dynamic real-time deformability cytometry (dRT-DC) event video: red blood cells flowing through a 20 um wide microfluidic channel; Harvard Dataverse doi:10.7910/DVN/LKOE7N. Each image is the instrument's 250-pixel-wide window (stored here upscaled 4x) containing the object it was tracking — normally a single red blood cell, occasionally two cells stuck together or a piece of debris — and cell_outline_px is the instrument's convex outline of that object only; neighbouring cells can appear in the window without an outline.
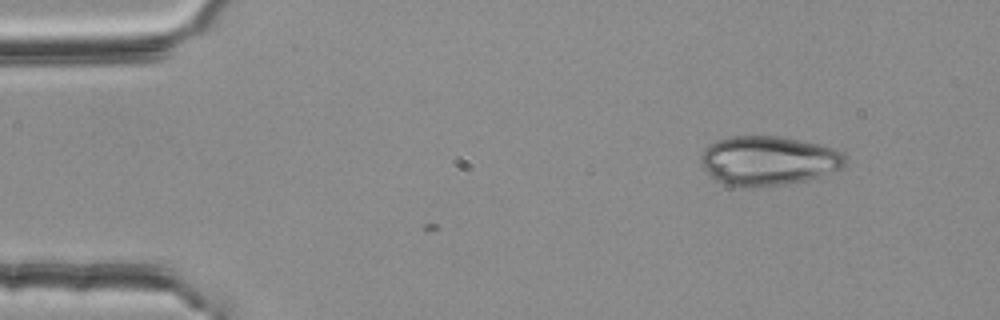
{"species": "common noctule bat (a hibernating species)", "species_latin": "Nyctalus noctula", "temperature_condition": "room temperature", "stored_images_in_passage": 4, "camera_frame_rate_fps": 3000, "um_per_image_px": 0.085, "animal": {"sex": "female", "body_mass_g": 25.1}, "frame": {"image": 1, "passage_image": 1, "time_ms": 0.0, "image_size_px": [1000, 320], "cell_outline_px": [[848, 164], [844, 168], [808, 180], [784, 184], [752, 188], [736, 188], [724, 184], [716, 180], [700, 164], [700, 156], [716, 140], [732, 136], [776, 136], [800, 140], [820, 144], [844, 152], [848, 156]], "centroid_in_image_um": [65.36, 13.68], "position_along_channel_um": 19.6, "area_um2": 42.02}}